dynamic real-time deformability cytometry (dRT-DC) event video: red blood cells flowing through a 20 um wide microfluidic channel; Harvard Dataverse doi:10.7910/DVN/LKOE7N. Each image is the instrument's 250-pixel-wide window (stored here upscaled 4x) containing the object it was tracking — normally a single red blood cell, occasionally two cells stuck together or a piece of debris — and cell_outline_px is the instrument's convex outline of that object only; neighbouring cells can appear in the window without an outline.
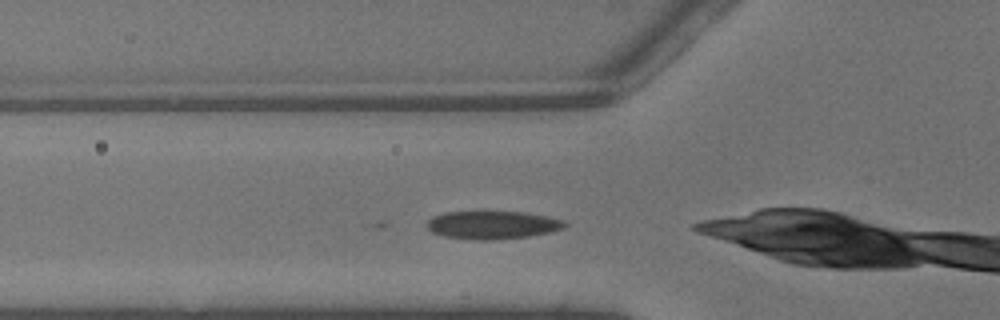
{"species": "common noctule bat (a hibernating species)", "species_latin": "Nyctalus noctula", "temperature_condition": "warm", "stored_images_in_passage": 3, "camera_frame_rate_fps": 3000, "um_per_image_px": 0.085, "animal": {"sex": "male", "body_mass_g": 13.3}, "frame": {"image": 1, "passage_image": 2, "time_ms": 0.333, "image_size_px": [1000, 320], "cell_outline_px": [[568, 224], [560, 228], [548, 232], [528, 236], [496, 240], [472, 240], [444, 236], [432, 232], [428, 228], [428, 220], [432, 216], [444, 212], [524, 212], [548, 216], [564, 220]], "centroid_in_image_um": [41.84, 19.12], "position_along_channel_um": 84.0, "area_um2": 22.43}}